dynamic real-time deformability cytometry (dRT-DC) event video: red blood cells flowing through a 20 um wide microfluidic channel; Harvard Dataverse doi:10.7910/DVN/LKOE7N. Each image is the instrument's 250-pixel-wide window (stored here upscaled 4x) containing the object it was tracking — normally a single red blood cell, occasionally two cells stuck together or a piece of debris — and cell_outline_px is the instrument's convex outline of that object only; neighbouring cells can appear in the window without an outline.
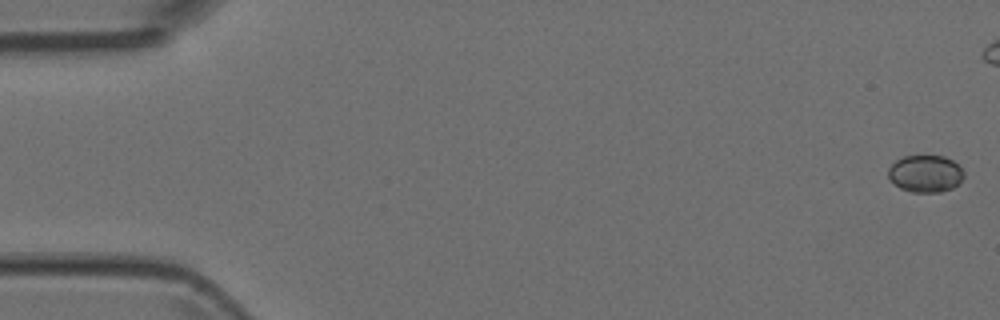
{"species": "Egyptian fruit bat (a non-hibernating species)", "species_latin": "Rousettus aegyptiacus", "temperature_condition": "room temperature", "stored_images_in_passage": 4, "camera_frame_rate_fps": 3000, "um_per_image_px": 0.085, "animal": {"sex": "female"}, "frame": {"image": 1, "passage_image": 1, "time_ms": 0.0, "image_size_px": [1000, 320], "cell_outline_px": [[964, 176], [952, 188], [940, 192], [912, 192], [900, 188], [888, 176], [888, 168], [896, 160], [904, 156], [944, 156], [952, 160], [964, 172]], "centroid_in_image_um": [78.65, 14.76], "position_along_channel_um": 6.4, "area_um2": 16.13}}